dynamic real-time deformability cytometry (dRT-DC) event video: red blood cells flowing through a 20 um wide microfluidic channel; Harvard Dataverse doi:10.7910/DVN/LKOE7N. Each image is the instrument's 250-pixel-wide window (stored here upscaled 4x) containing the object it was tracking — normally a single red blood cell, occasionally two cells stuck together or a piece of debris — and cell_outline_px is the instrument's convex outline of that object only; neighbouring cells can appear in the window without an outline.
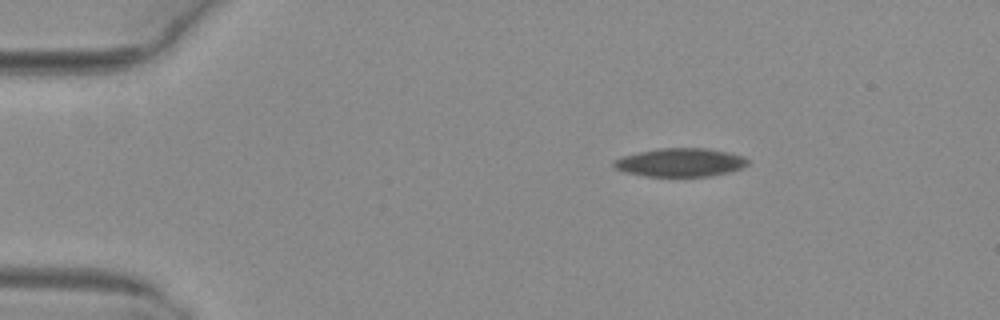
{"species": "common noctule bat (a hibernating species)", "species_latin": "Nyctalus noctula", "temperature_condition": "warm", "stored_images_in_passage": 6, "camera_frame_rate_fps": 3000, "um_per_image_px": 0.085, "animal": {"sex": "female", "body_mass_g": 29.2, "forearm_length_mm": 56.3}, "frame": {"image": 1, "passage_image": 6, "time_ms": 1.667, "image_size_px": [1000, 320], "cell_outline_px": [[748, 164], [740, 168], [728, 172], [712, 176], [644, 176], [624, 172], [616, 168], [612, 164], [616, 160], [624, 156], [640, 152], [660, 148], [704, 148], [728, 152], [744, 156], [748, 160]], "centroid_in_image_um": [57.84, 13.81], "position_along_channel_um": 27.2, "area_um2": 21.96}}